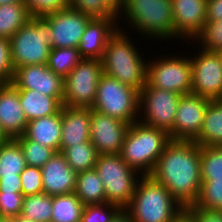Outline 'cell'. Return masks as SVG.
<instances>
[{"instance_id": "3", "label": "cell", "mask_w": 222, "mask_h": 222, "mask_svg": "<svg viewBox=\"0 0 222 222\" xmlns=\"http://www.w3.org/2000/svg\"><path fill=\"white\" fill-rule=\"evenodd\" d=\"M129 34L130 31L125 32L118 28L110 37L101 59L103 72L107 76L141 91L146 84L148 60H144L146 56L138 47L139 43L135 44V34ZM131 35L133 39H131Z\"/></svg>"}, {"instance_id": "41", "label": "cell", "mask_w": 222, "mask_h": 222, "mask_svg": "<svg viewBox=\"0 0 222 222\" xmlns=\"http://www.w3.org/2000/svg\"><path fill=\"white\" fill-rule=\"evenodd\" d=\"M22 192H0V217H17L21 214Z\"/></svg>"}, {"instance_id": "4", "label": "cell", "mask_w": 222, "mask_h": 222, "mask_svg": "<svg viewBox=\"0 0 222 222\" xmlns=\"http://www.w3.org/2000/svg\"><path fill=\"white\" fill-rule=\"evenodd\" d=\"M170 140L165 130L136 121L129 126L120 156L142 176L151 175Z\"/></svg>"}, {"instance_id": "34", "label": "cell", "mask_w": 222, "mask_h": 222, "mask_svg": "<svg viewBox=\"0 0 222 222\" xmlns=\"http://www.w3.org/2000/svg\"><path fill=\"white\" fill-rule=\"evenodd\" d=\"M196 207L222 211V179L202 181Z\"/></svg>"}, {"instance_id": "29", "label": "cell", "mask_w": 222, "mask_h": 222, "mask_svg": "<svg viewBox=\"0 0 222 222\" xmlns=\"http://www.w3.org/2000/svg\"><path fill=\"white\" fill-rule=\"evenodd\" d=\"M62 153L77 173L93 169L99 155L91 141L67 147Z\"/></svg>"}, {"instance_id": "46", "label": "cell", "mask_w": 222, "mask_h": 222, "mask_svg": "<svg viewBox=\"0 0 222 222\" xmlns=\"http://www.w3.org/2000/svg\"><path fill=\"white\" fill-rule=\"evenodd\" d=\"M105 2L118 13L124 6L125 0H105Z\"/></svg>"}, {"instance_id": "12", "label": "cell", "mask_w": 222, "mask_h": 222, "mask_svg": "<svg viewBox=\"0 0 222 222\" xmlns=\"http://www.w3.org/2000/svg\"><path fill=\"white\" fill-rule=\"evenodd\" d=\"M194 46L198 48L197 53L190 52L191 93L211 101L222 100V54L201 49L196 44Z\"/></svg>"}, {"instance_id": "18", "label": "cell", "mask_w": 222, "mask_h": 222, "mask_svg": "<svg viewBox=\"0 0 222 222\" xmlns=\"http://www.w3.org/2000/svg\"><path fill=\"white\" fill-rule=\"evenodd\" d=\"M40 169L43 193L53 197L75 192L78 173L68 165L62 152H56Z\"/></svg>"}, {"instance_id": "44", "label": "cell", "mask_w": 222, "mask_h": 222, "mask_svg": "<svg viewBox=\"0 0 222 222\" xmlns=\"http://www.w3.org/2000/svg\"><path fill=\"white\" fill-rule=\"evenodd\" d=\"M21 176L0 178V192H22Z\"/></svg>"}, {"instance_id": "6", "label": "cell", "mask_w": 222, "mask_h": 222, "mask_svg": "<svg viewBox=\"0 0 222 222\" xmlns=\"http://www.w3.org/2000/svg\"><path fill=\"white\" fill-rule=\"evenodd\" d=\"M52 28L44 16L29 20L10 38L14 70L26 65L47 64L51 52Z\"/></svg>"}, {"instance_id": "27", "label": "cell", "mask_w": 222, "mask_h": 222, "mask_svg": "<svg viewBox=\"0 0 222 222\" xmlns=\"http://www.w3.org/2000/svg\"><path fill=\"white\" fill-rule=\"evenodd\" d=\"M83 208L75 193L53 196L51 222H80Z\"/></svg>"}, {"instance_id": "33", "label": "cell", "mask_w": 222, "mask_h": 222, "mask_svg": "<svg viewBox=\"0 0 222 222\" xmlns=\"http://www.w3.org/2000/svg\"><path fill=\"white\" fill-rule=\"evenodd\" d=\"M15 140L20 144L28 166L41 168L56 153L53 149L27 139L24 135L15 138Z\"/></svg>"}, {"instance_id": "28", "label": "cell", "mask_w": 222, "mask_h": 222, "mask_svg": "<svg viewBox=\"0 0 222 222\" xmlns=\"http://www.w3.org/2000/svg\"><path fill=\"white\" fill-rule=\"evenodd\" d=\"M23 2L0 5V37L11 38L28 20Z\"/></svg>"}, {"instance_id": "31", "label": "cell", "mask_w": 222, "mask_h": 222, "mask_svg": "<svg viewBox=\"0 0 222 222\" xmlns=\"http://www.w3.org/2000/svg\"><path fill=\"white\" fill-rule=\"evenodd\" d=\"M77 48H52L47 66L55 74L65 78L81 61Z\"/></svg>"}, {"instance_id": "37", "label": "cell", "mask_w": 222, "mask_h": 222, "mask_svg": "<svg viewBox=\"0 0 222 222\" xmlns=\"http://www.w3.org/2000/svg\"><path fill=\"white\" fill-rule=\"evenodd\" d=\"M120 210L119 206L110 203L84 205L80 222H111Z\"/></svg>"}, {"instance_id": "42", "label": "cell", "mask_w": 222, "mask_h": 222, "mask_svg": "<svg viewBox=\"0 0 222 222\" xmlns=\"http://www.w3.org/2000/svg\"><path fill=\"white\" fill-rule=\"evenodd\" d=\"M183 213L192 222H222V211L209 210L195 205L184 209Z\"/></svg>"}, {"instance_id": "40", "label": "cell", "mask_w": 222, "mask_h": 222, "mask_svg": "<svg viewBox=\"0 0 222 222\" xmlns=\"http://www.w3.org/2000/svg\"><path fill=\"white\" fill-rule=\"evenodd\" d=\"M14 68L11 59V42L9 38L0 37V85L11 84Z\"/></svg>"}, {"instance_id": "11", "label": "cell", "mask_w": 222, "mask_h": 222, "mask_svg": "<svg viewBox=\"0 0 222 222\" xmlns=\"http://www.w3.org/2000/svg\"><path fill=\"white\" fill-rule=\"evenodd\" d=\"M103 74L101 60L81 59L64 78L63 105L92 108L95 103L98 82Z\"/></svg>"}, {"instance_id": "49", "label": "cell", "mask_w": 222, "mask_h": 222, "mask_svg": "<svg viewBox=\"0 0 222 222\" xmlns=\"http://www.w3.org/2000/svg\"><path fill=\"white\" fill-rule=\"evenodd\" d=\"M174 222H192V221L183 213Z\"/></svg>"}, {"instance_id": "9", "label": "cell", "mask_w": 222, "mask_h": 222, "mask_svg": "<svg viewBox=\"0 0 222 222\" xmlns=\"http://www.w3.org/2000/svg\"><path fill=\"white\" fill-rule=\"evenodd\" d=\"M139 101L140 91L103 74L91 109L131 125L138 121Z\"/></svg>"}, {"instance_id": "48", "label": "cell", "mask_w": 222, "mask_h": 222, "mask_svg": "<svg viewBox=\"0 0 222 222\" xmlns=\"http://www.w3.org/2000/svg\"><path fill=\"white\" fill-rule=\"evenodd\" d=\"M13 222H35V221H30L29 219L25 218L22 215H18L17 217H13Z\"/></svg>"}, {"instance_id": "35", "label": "cell", "mask_w": 222, "mask_h": 222, "mask_svg": "<svg viewBox=\"0 0 222 222\" xmlns=\"http://www.w3.org/2000/svg\"><path fill=\"white\" fill-rule=\"evenodd\" d=\"M194 43L201 49L222 53V20L206 21L203 30L191 44Z\"/></svg>"}, {"instance_id": "24", "label": "cell", "mask_w": 222, "mask_h": 222, "mask_svg": "<svg viewBox=\"0 0 222 222\" xmlns=\"http://www.w3.org/2000/svg\"><path fill=\"white\" fill-rule=\"evenodd\" d=\"M193 141L200 146H222V100L209 102L201 131Z\"/></svg>"}, {"instance_id": "1", "label": "cell", "mask_w": 222, "mask_h": 222, "mask_svg": "<svg viewBox=\"0 0 222 222\" xmlns=\"http://www.w3.org/2000/svg\"><path fill=\"white\" fill-rule=\"evenodd\" d=\"M200 145L193 140H170L151 176L164 185L183 208L196 204L202 180Z\"/></svg>"}, {"instance_id": "45", "label": "cell", "mask_w": 222, "mask_h": 222, "mask_svg": "<svg viewBox=\"0 0 222 222\" xmlns=\"http://www.w3.org/2000/svg\"><path fill=\"white\" fill-rule=\"evenodd\" d=\"M111 222H134L131 214L126 209H121Z\"/></svg>"}, {"instance_id": "25", "label": "cell", "mask_w": 222, "mask_h": 222, "mask_svg": "<svg viewBox=\"0 0 222 222\" xmlns=\"http://www.w3.org/2000/svg\"><path fill=\"white\" fill-rule=\"evenodd\" d=\"M74 193L84 205L106 203L104 184L95 168L77 174Z\"/></svg>"}, {"instance_id": "14", "label": "cell", "mask_w": 222, "mask_h": 222, "mask_svg": "<svg viewBox=\"0 0 222 222\" xmlns=\"http://www.w3.org/2000/svg\"><path fill=\"white\" fill-rule=\"evenodd\" d=\"M129 124L90 108V141L100 154H120Z\"/></svg>"}, {"instance_id": "43", "label": "cell", "mask_w": 222, "mask_h": 222, "mask_svg": "<svg viewBox=\"0 0 222 222\" xmlns=\"http://www.w3.org/2000/svg\"><path fill=\"white\" fill-rule=\"evenodd\" d=\"M206 20H222V0H207Z\"/></svg>"}, {"instance_id": "21", "label": "cell", "mask_w": 222, "mask_h": 222, "mask_svg": "<svg viewBox=\"0 0 222 222\" xmlns=\"http://www.w3.org/2000/svg\"><path fill=\"white\" fill-rule=\"evenodd\" d=\"M90 141V108L62 105L60 152L67 147Z\"/></svg>"}, {"instance_id": "8", "label": "cell", "mask_w": 222, "mask_h": 222, "mask_svg": "<svg viewBox=\"0 0 222 222\" xmlns=\"http://www.w3.org/2000/svg\"><path fill=\"white\" fill-rule=\"evenodd\" d=\"M94 168L104 184L106 203L126 209L142 175L130 168L120 154L98 155Z\"/></svg>"}, {"instance_id": "47", "label": "cell", "mask_w": 222, "mask_h": 222, "mask_svg": "<svg viewBox=\"0 0 222 222\" xmlns=\"http://www.w3.org/2000/svg\"><path fill=\"white\" fill-rule=\"evenodd\" d=\"M8 140H9V138L7 137V135L3 132V130L0 127V145H3Z\"/></svg>"}, {"instance_id": "50", "label": "cell", "mask_w": 222, "mask_h": 222, "mask_svg": "<svg viewBox=\"0 0 222 222\" xmlns=\"http://www.w3.org/2000/svg\"><path fill=\"white\" fill-rule=\"evenodd\" d=\"M24 0H0V5L23 2Z\"/></svg>"}, {"instance_id": "10", "label": "cell", "mask_w": 222, "mask_h": 222, "mask_svg": "<svg viewBox=\"0 0 222 222\" xmlns=\"http://www.w3.org/2000/svg\"><path fill=\"white\" fill-rule=\"evenodd\" d=\"M180 97L176 92L145 84L140 91L138 121L165 130L173 140V124Z\"/></svg>"}, {"instance_id": "15", "label": "cell", "mask_w": 222, "mask_h": 222, "mask_svg": "<svg viewBox=\"0 0 222 222\" xmlns=\"http://www.w3.org/2000/svg\"><path fill=\"white\" fill-rule=\"evenodd\" d=\"M211 100L199 95H181L173 124V140H194L200 133Z\"/></svg>"}, {"instance_id": "13", "label": "cell", "mask_w": 222, "mask_h": 222, "mask_svg": "<svg viewBox=\"0 0 222 222\" xmlns=\"http://www.w3.org/2000/svg\"><path fill=\"white\" fill-rule=\"evenodd\" d=\"M44 17L52 28L51 48H77L88 22L92 19L71 6Z\"/></svg>"}, {"instance_id": "30", "label": "cell", "mask_w": 222, "mask_h": 222, "mask_svg": "<svg viewBox=\"0 0 222 222\" xmlns=\"http://www.w3.org/2000/svg\"><path fill=\"white\" fill-rule=\"evenodd\" d=\"M20 215L30 221L51 222L52 196L45 193L25 196Z\"/></svg>"}, {"instance_id": "51", "label": "cell", "mask_w": 222, "mask_h": 222, "mask_svg": "<svg viewBox=\"0 0 222 222\" xmlns=\"http://www.w3.org/2000/svg\"><path fill=\"white\" fill-rule=\"evenodd\" d=\"M0 222H13V217L12 218L0 217Z\"/></svg>"}, {"instance_id": "22", "label": "cell", "mask_w": 222, "mask_h": 222, "mask_svg": "<svg viewBox=\"0 0 222 222\" xmlns=\"http://www.w3.org/2000/svg\"><path fill=\"white\" fill-rule=\"evenodd\" d=\"M62 108L51 116L28 121L24 136L27 139L60 152Z\"/></svg>"}, {"instance_id": "16", "label": "cell", "mask_w": 222, "mask_h": 222, "mask_svg": "<svg viewBox=\"0 0 222 222\" xmlns=\"http://www.w3.org/2000/svg\"><path fill=\"white\" fill-rule=\"evenodd\" d=\"M171 2L175 41L181 43L183 40L189 42L188 46H191V41L201 33L207 21V0H171Z\"/></svg>"}, {"instance_id": "19", "label": "cell", "mask_w": 222, "mask_h": 222, "mask_svg": "<svg viewBox=\"0 0 222 222\" xmlns=\"http://www.w3.org/2000/svg\"><path fill=\"white\" fill-rule=\"evenodd\" d=\"M28 120L21 107L19 90L11 84L0 85V127L9 139L24 135Z\"/></svg>"}, {"instance_id": "5", "label": "cell", "mask_w": 222, "mask_h": 222, "mask_svg": "<svg viewBox=\"0 0 222 222\" xmlns=\"http://www.w3.org/2000/svg\"><path fill=\"white\" fill-rule=\"evenodd\" d=\"M126 210L134 222H174L184 211L168 189L151 175L140 178Z\"/></svg>"}, {"instance_id": "36", "label": "cell", "mask_w": 222, "mask_h": 222, "mask_svg": "<svg viewBox=\"0 0 222 222\" xmlns=\"http://www.w3.org/2000/svg\"><path fill=\"white\" fill-rule=\"evenodd\" d=\"M69 6L90 18H117V13L105 0H70Z\"/></svg>"}, {"instance_id": "23", "label": "cell", "mask_w": 222, "mask_h": 222, "mask_svg": "<svg viewBox=\"0 0 222 222\" xmlns=\"http://www.w3.org/2000/svg\"><path fill=\"white\" fill-rule=\"evenodd\" d=\"M18 90L20 104L28 121L51 116L62 108L64 97L46 96L37 90Z\"/></svg>"}, {"instance_id": "17", "label": "cell", "mask_w": 222, "mask_h": 222, "mask_svg": "<svg viewBox=\"0 0 222 222\" xmlns=\"http://www.w3.org/2000/svg\"><path fill=\"white\" fill-rule=\"evenodd\" d=\"M12 84L17 89L37 90L46 96L64 97V78L50 70L47 64L15 69Z\"/></svg>"}, {"instance_id": "20", "label": "cell", "mask_w": 222, "mask_h": 222, "mask_svg": "<svg viewBox=\"0 0 222 222\" xmlns=\"http://www.w3.org/2000/svg\"><path fill=\"white\" fill-rule=\"evenodd\" d=\"M118 28L117 18H92L77 47L81 58L101 60L110 37Z\"/></svg>"}, {"instance_id": "38", "label": "cell", "mask_w": 222, "mask_h": 222, "mask_svg": "<svg viewBox=\"0 0 222 222\" xmlns=\"http://www.w3.org/2000/svg\"><path fill=\"white\" fill-rule=\"evenodd\" d=\"M20 176L24 197L43 193L42 173L39 167L27 165Z\"/></svg>"}, {"instance_id": "39", "label": "cell", "mask_w": 222, "mask_h": 222, "mask_svg": "<svg viewBox=\"0 0 222 222\" xmlns=\"http://www.w3.org/2000/svg\"><path fill=\"white\" fill-rule=\"evenodd\" d=\"M30 16H45L69 6V0H24Z\"/></svg>"}, {"instance_id": "26", "label": "cell", "mask_w": 222, "mask_h": 222, "mask_svg": "<svg viewBox=\"0 0 222 222\" xmlns=\"http://www.w3.org/2000/svg\"><path fill=\"white\" fill-rule=\"evenodd\" d=\"M26 166L22 148L15 139L0 145V178L16 177Z\"/></svg>"}, {"instance_id": "32", "label": "cell", "mask_w": 222, "mask_h": 222, "mask_svg": "<svg viewBox=\"0 0 222 222\" xmlns=\"http://www.w3.org/2000/svg\"><path fill=\"white\" fill-rule=\"evenodd\" d=\"M201 180L222 179V146H200Z\"/></svg>"}, {"instance_id": "2", "label": "cell", "mask_w": 222, "mask_h": 222, "mask_svg": "<svg viewBox=\"0 0 222 222\" xmlns=\"http://www.w3.org/2000/svg\"><path fill=\"white\" fill-rule=\"evenodd\" d=\"M117 19L121 30L129 31L126 29L129 28L131 33H138V38L143 36L142 40L169 41V44L175 42L171 0H125L124 6L117 13Z\"/></svg>"}, {"instance_id": "7", "label": "cell", "mask_w": 222, "mask_h": 222, "mask_svg": "<svg viewBox=\"0 0 222 222\" xmlns=\"http://www.w3.org/2000/svg\"><path fill=\"white\" fill-rule=\"evenodd\" d=\"M186 51V52H185ZM183 49L178 54H167L164 56L155 55L147 59V75L146 84L158 89L169 90L180 95L191 94L192 88V65L190 61V53ZM180 53V54H179ZM188 53L189 55H185ZM157 56V57H156ZM152 59V60H151Z\"/></svg>"}]
</instances>
